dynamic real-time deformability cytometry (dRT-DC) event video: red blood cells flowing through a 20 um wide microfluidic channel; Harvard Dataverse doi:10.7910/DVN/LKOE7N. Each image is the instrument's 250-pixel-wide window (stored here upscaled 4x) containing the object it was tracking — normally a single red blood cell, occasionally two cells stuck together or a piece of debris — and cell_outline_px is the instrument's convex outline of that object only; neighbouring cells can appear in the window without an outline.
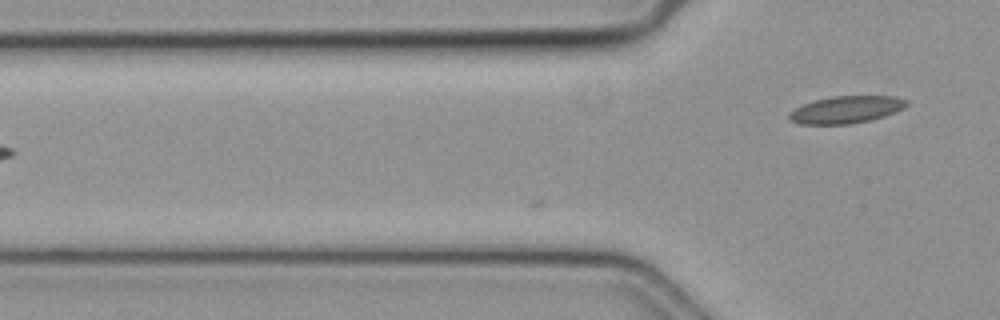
{"species": "common noctule bat (a hibernating species)", "species_latin": "Nyctalus noctula", "temperature_condition": "cold", "stored_images_in_passage": 11, "camera_frame_rate_fps": 3000, "um_per_image_px": 0.085, "animal": {"sex": "female", "body_mass_g": 19.3, "forearm_length_mm": 54.1}, "frame": {"image": 1, "passage_image": 11, "time_ms": 3.333, "image_size_px": [1000, 320], "cell_outline_px": [[908, 104], [904, 108], [896, 112], [872, 120], [848, 124], [800, 124], [788, 120], [788, 112], [804, 104], [816, 100], [832, 96], [896, 96], [908, 100]], "centroid_in_image_um": [71.94, 9.32], "position_along_channel_um": 53.9, "area_um2": 18.73}}